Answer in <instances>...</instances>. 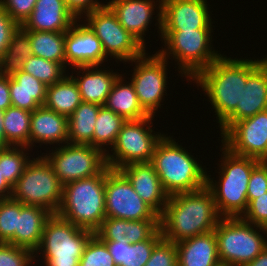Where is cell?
I'll list each match as a JSON object with an SVG mask.
<instances>
[{
    "instance_id": "cell-14",
    "label": "cell",
    "mask_w": 267,
    "mask_h": 266,
    "mask_svg": "<svg viewBox=\"0 0 267 266\" xmlns=\"http://www.w3.org/2000/svg\"><path fill=\"white\" fill-rule=\"evenodd\" d=\"M146 51L136 59L131 82L134 85L136 95L142 108L152 116H155L158 108H161L162 99L167 89V59L158 51L152 56Z\"/></svg>"
},
{
    "instance_id": "cell-25",
    "label": "cell",
    "mask_w": 267,
    "mask_h": 266,
    "mask_svg": "<svg viewBox=\"0 0 267 266\" xmlns=\"http://www.w3.org/2000/svg\"><path fill=\"white\" fill-rule=\"evenodd\" d=\"M51 216L52 213L43 207L21 203L12 244L34 252L41 243L44 226Z\"/></svg>"
},
{
    "instance_id": "cell-22",
    "label": "cell",
    "mask_w": 267,
    "mask_h": 266,
    "mask_svg": "<svg viewBox=\"0 0 267 266\" xmlns=\"http://www.w3.org/2000/svg\"><path fill=\"white\" fill-rule=\"evenodd\" d=\"M34 143L65 144L68 143V117L40 106L31 113L29 148Z\"/></svg>"
},
{
    "instance_id": "cell-18",
    "label": "cell",
    "mask_w": 267,
    "mask_h": 266,
    "mask_svg": "<svg viewBox=\"0 0 267 266\" xmlns=\"http://www.w3.org/2000/svg\"><path fill=\"white\" fill-rule=\"evenodd\" d=\"M207 0H162V30L212 29Z\"/></svg>"
},
{
    "instance_id": "cell-38",
    "label": "cell",
    "mask_w": 267,
    "mask_h": 266,
    "mask_svg": "<svg viewBox=\"0 0 267 266\" xmlns=\"http://www.w3.org/2000/svg\"><path fill=\"white\" fill-rule=\"evenodd\" d=\"M21 211V202L12 198L0 200V243L12 244Z\"/></svg>"
},
{
    "instance_id": "cell-36",
    "label": "cell",
    "mask_w": 267,
    "mask_h": 266,
    "mask_svg": "<svg viewBox=\"0 0 267 266\" xmlns=\"http://www.w3.org/2000/svg\"><path fill=\"white\" fill-rule=\"evenodd\" d=\"M22 71L27 72L49 86L61 81L66 74V68L61 63H56L44 58L31 55L24 61Z\"/></svg>"
},
{
    "instance_id": "cell-1",
    "label": "cell",
    "mask_w": 267,
    "mask_h": 266,
    "mask_svg": "<svg viewBox=\"0 0 267 266\" xmlns=\"http://www.w3.org/2000/svg\"><path fill=\"white\" fill-rule=\"evenodd\" d=\"M222 216L211 191L199 190L170 195L160 215L163 238L173 243L214 231Z\"/></svg>"
},
{
    "instance_id": "cell-45",
    "label": "cell",
    "mask_w": 267,
    "mask_h": 266,
    "mask_svg": "<svg viewBox=\"0 0 267 266\" xmlns=\"http://www.w3.org/2000/svg\"><path fill=\"white\" fill-rule=\"evenodd\" d=\"M37 0H0V4L7 14L22 25L34 10Z\"/></svg>"
},
{
    "instance_id": "cell-19",
    "label": "cell",
    "mask_w": 267,
    "mask_h": 266,
    "mask_svg": "<svg viewBox=\"0 0 267 266\" xmlns=\"http://www.w3.org/2000/svg\"><path fill=\"white\" fill-rule=\"evenodd\" d=\"M78 24L76 21L65 32L66 69L68 65L75 68L101 66L108 59L101 41L86 24Z\"/></svg>"
},
{
    "instance_id": "cell-35",
    "label": "cell",
    "mask_w": 267,
    "mask_h": 266,
    "mask_svg": "<svg viewBox=\"0 0 267 266\" xmlns=\"http://www.w3.org/2000/svg\"><path fill=\"white\" fill-rule=\"evenodd\" d=\"M28 149L26 146H11L0 152V172L12 187L31 161L27 156L29 153H25Z\"/></svg>"
},
{
    "instance_id": "cell-39",
    "label": "cell",
    "mask_w": 267,
    "mask_h": 266,
    "mask_svg": "<svg viewBox=\"0 0 267 266\" xmlns=\"http://www.w3.org/2000/svg\"><path fill=\"white\" fill-rule=\"evenodd\" d=\"M160 229V219L126 220L125 240L131 244L150 239Z\"/></svg>"
},
{
    "instance_id": "cell-41",
    "label": "cell",
    "mask_w": 267,
    "mask_h": 266,
    "mask_svg": "<svg viewBox=\"0 0 267 266\" xmlns=\"http://www.w3.org/2000/svg\"><path fill=\"white\" fill-rule=\"evenodd\" d=\"M144 266H178L176 244L162 238Z\"/></svg>"
},
{
    "instance_id": "cell-51",
    "label": "cell",
    "mask_w": 267,
    "mask_h": 266,
    "mask_svg": "<svg viewBox=\"0 0 267 266\" xmlns=\"http://www.w3.org/2000/svg\"><path fill=\"white\" fill-rule=\"evenodd\" d=\"M245 266H267V246L254 260Z\"/></svg>"
},
{
    "instance_id": "cell-28",
    "label": "cell",
    "mask_w": 267,
    "mask_h": 266,
    "mask_svg": "<svg viewBox=\"0 0 267 266\" xmlns=\"http://www.w3.org/2000/svg\"><path fill=\"white\" fill-rule=\"evenodd\" d=\"M163 238L159 229L150 239L137 243L103 241L106 243L116 266H144L149 260L154 246Z\"/></svg>"
},
{
    "instance_id": "cell-34",
    "label": "cell",
    "mask_w": 267,
    "mask_h": 266,
    "mask_svg": "<svg viewBox=\"0 0 267 266\" xmlns=\"http://www.w3.org/2000/svg\"><path fill=\"white\" fill-rule=\"evenodd\" d=\"M31 113L14 106H10L4 111L5 137L12 146L29 148Z\"/></svg>"
},
{
    "instance_id": "cell-24",
    "label": "cell",
    "mask_w": 267,
    "mask_h": 266,
    "mask_svg": "<svg viewBox=\"0 0 267 266\" xmlns=\"http://www.w3.org/2000/svg\"><path fill=\"white\" fill-rule=\"evenodd\" d=\"M178 266H222L214 231L176 243Z\"/></svg>"
},
{
    "instance_id": "cell-17",
    "label": "cell",
    "mask_w": 267,
    "mask_h": 266,
    "mask_svg": "<svg viewBox=\"0 0 267 266\" xmlns=\"http://www.w3.org/2000/svg\"><path fill=\"white\" fill-rule=\"evenodd\" d=\"M155 3L158 5L157 8ZM106 5L117 16L119 23L125 30L134 36L144 47L146 45L144 42L145 32L148 30L152 16L155 14V8L159 11L156 14L158 21L156 25L159 28V35L162 32V0H109Z\"/></svg>"
},
{
    "instance_id": "cell-46",
    "label": "cell",
    "mask_w": 267,
    "mask_h": 266,
    "mask_svg": "<svg viewBox=\"0 0 267 266\" xmlns=\"http://www.w3.org/2000/svg\"><path fill=\"white\" fill-rule=\"evenodd\" d=\"M20 25L14 21L0 4V59L6 52L13 33Z\"/></svg>"
},
{
    "instance_id": "cell-15",
    "label": "cell",
    "mask_w": 267,
    "mask_h": 266,
    "mask_svg": "<svg viewBox=\"0 0 267 266\" xmlns=\"http://www.w3.org/2000/svg\"><path fill=\"white\" fill-rule=\"evenodd\" d=\"M221 138L234 154L267 161V110L235 122Z\"/></svg>"
},
{
    "instance_id": "cell-27",
    "label": "cell",
    "mask_w": 267,
    "mask_h": 266,
    "mask_svg": "<svg viewBox=\"0 0 267 266\" xmlns=\"http://www.w3.org/2000/svg\"><path fill=\"white\" fill-rule=\"evenodd\" d=\"M124 79L122 74L118 76L104 106L126 120H141L150 116L140 105L132 82L127 84Z\"/></svg>"
},
{
    "instance_id": "cell-31",
    "label": "cell",
    "mask_w": 267,
    "mask_h": 266,
    "mask_svg": "<svg viewBox=\"0 0 267 266\" xmlns=\"http://www.w3.org/2000/svg\"><path fill=\"white\" fill-rule=\"evenodd\" d=\"M32 53L30 37L28 31L21 25L13 33L11 41L0 59V74L4 76H12L22 70L25 60Z\"/></svg>"
},
{
    "instance_id": "cell-29",
    "label": "cell",
    "mask_w": 267,
    "mask_h": 266,
    "mask_svg": "<svg viewBox=\"0 0 267 266\" xmlns=\"http://www.w3.org/2000/svg\"><path fill=\"white\" fill-rule=\"evenodd\" d=\"M82 103L78 86L70 75L47 86L44 107L69 117Z\"/></svg>"
},
{
    "instance_id": "cell-12",
    "label": "cell",
    "mask_w": 267,
    "mask_h": 266,
    "mask_svg": "<svg viewBox=\"0 0 267 266\" xmlns=\"http://www.w3.org/2000/svg\"><path fill=\"white\" fill-rule=\"evenodd\" d=\"M43 155L64 185L100 174L108 165L106 153L89 144L65 143Z\"/></svg>"
},
{
    "instance_id": "cell-47",
    "label": "cell",
    "mask_w": 267,
    "mask_h": 266,
    "mask_svg": "<svg viewBox=\"0 0 267 266\" xmlns=\"http://www.w3.org/2000/svg\"><path fill=\"white\" fill-rule=\"evenodd\" d=\"M65 3L67 8L77 19H81L83 15L105 5L104 3L99 2V0H65Z\"/></svg>"
},
{
    "instance_id": "cell-50",
    "label": "cell",
    "mask_w": 267,
    "mask_h": 266,
    "mask_svg": "<svg viewBox=\"0 0 267 266\" xmlns=\"http://www.w3.org/2000/svg\"><path fill=\"white\" fill-rule=\"evenodd\" d=\"M3 117L4 111L0 110V152L12 146L5 137Z\"/></svg>"
},
{
    "instance_id": "cell-30",
    "label": "cell",
    "mask_w": 267,
    "mask_h": 266,
    "mask_svg": "<svg viewBox=\"0 0 267 266\" xmlns=\"http://www.w3.org/2000/svg\"><path fill=\"white\" fill-rule=\"evenodd\" d=\"M101 105L82 102L68 117V143L93 146L95 122Z\"/></svg>"
},
{
    "instance_id": "cell-20",
    "label": "cell",
    "mask_w": 267,
    "mask_h": 266,
    "mask_svg": "<svg viewBox=\"0 0 267 266\" xmlns=\"http://www.w3.org/2000/svg\"><path fill=\"white\" fill-rule=\"evenodd\" d=\"M119 170L127 177L141 199L160 216L169 195L164 191L152 163H132Z\"/></svg>"
},
{
    "instance_id": "cell-6",
    "label": "cell",
    "mask_w": 267,
    "mask_h": 266,
    "mask_svg": "<svg viewBox=\"0 0 267 266\" xmlns=\"http://www.w3.org/2000/svg\"><path fill=\"white\" fill-rule=\"evenodd\" d=\"M212 30H162L160 36L165 45L158 52L167 60L172 56V60L178 61L179 74L192 80L202 69L209 67L222 55L211 45Z\"/></svg>"
},
{
    "instance_id": "cell-37",
    "label": "cell",
    "mask_w": 267,
    "mask_h": 266,
    "mask_svg": "<svg viewBox=\"0 0 267 266\" xmlns=\"http://www.w3.org/2000/svg\"><path fill=\"white\" fill-rule=\"evenodd\" d=\"M79 266H116L105 242L93 234L79 260Z\"/></svg>"
},
{
    "instance_id": "cell-42",
    "label": "cell",
    "mask_w": 267,
    "mask_h": 266,
    "mask_svg": "<svg viewBox=\"0 0 267 266\" xmlns=\"http://www.w3.org/2000/svg\"><path fill=\"white\" fill-rule=\"evenodd\" d=\"M102 241H121L126 237V220L106 217L94 232Z\"/></svg>"
},
{
    "instance_id": "cell-26",
    "label": "cell",
    "mask_w": 267,
    "mask_h": 266,
    "mask_svg": "<svg viewBox=\"0 0 267 266\" xmlns=\"http://www.w3.org/2000/svg\"><path fill=\"white\" fill-rule=\"evenodd\" d=\"M9 89L14 107L32 112L45 103L47 85L22 70L9 76Z\"/></svg>"
},
{
    "instance_id": "cell-4",
    "label": "cell",
    "mask_w": 267,
    "mask_h": 266,
    "mask_svg": "<svg viewBox=\"0 0 267 266\" xmlns=\"http://www.w3.org/2000/svg\"><path fill=\"white\" fill-rule=\"evenodd\" d=\"M196 159L170 136L164 134L158 141L151 163L169 196L206 186L207 171Z\"/></svg>"
},
{
    "instance_id": "cell-44",
    "label": "cell",
    "mask_w": 267,
    "mask_h": 266,
    "mask_svg": "<svg viewBox=\"0 0 267 266\" xmlns=\"http://www.w3.org/2000/svg\"><path fill=\"white\" fill-rule=\"evenodd\" d=\"M246 222L255 226L266 228L267 226V193L253 199L247 210L241 216Z\"/></svg>"
},
{
    "instance_id": "cell-49",
    "label": "cell",
    "mask_w": 267,
    "mask_h": 266,
    "mask_svg": "<svg viewBox=\"0 0 267 266\" xmlns=\"http://www.w3.org/2000/svg\"><path fill=\"white\" fill-rule=\"evenodd\" d=\"M12 191L13 187L3 178L0 172V200L11 198Z\"/></svg>"
},
{
    "instance_id": "cell-16",
    "label": "cell",
    "mask_w": 267,
    "mask_h": 266,
    "mask_svg": "<svg viewBox=\"0 0 267 266\" xmlns=\"http://www.w3.org/2000/svg\"><path fill=\"white\" fill-rule=\"evenodd\" d=\"M267 110V57L247 59V82L242 91L241 103L219 125L221 136L237 121Z\"/></svg>"
},
{
    "instance_id": "cell-48",
    "label": "cell",
    "mask_w": 267,
    "mask_h": 266,
    "mask_svg": "<svg viewBox=\"0 0 267 266\" xmlns=\"http://www.w3.org/2000/svg\"><path fill=\"white\" fill-rule=\"evenodd\" d=\"M12 106L9 89V76L0 74V110L5 111Z\"/></svg>"
},
{
    "instance_id": "cell-21",
    "label": "cell",
    "mask_w": 267,
    "mask_h": 266,
    "mask_svg": "<svg viewBox=\"0 0 267 266\" xmlns=\"http://www.w3.org/2000/svg\"><path fill=\"white\" fill-rule=\"evenodd\" d=\"M77 19L65 0H37L34 10L21 25L25 30L67 32Z\"/></svg>"
},
{
    "instance_id": "cell-8",
    "label": "cell",
    "mask_w": 267,
    "mask_h": 266,
    "mask_svg": "<svg viewBox=\"0 0 267 266\" xmlns=\"http://www.w3.org/2000/svg\"><path fill=\"white\" fill-rule=\"evenodd\" d=\"M93 231L64 220L57 214L46 221L42 240L34 251L44 258L46 266H79V260ZM40 252V253H39Z\"/></svg>"
},
{
    "instance_id": "cell-11",
    "label": "cell",
    "mask_w": 267,
    "mask_h": 266,
    "mask_svg": "<svg viewBox=\"0 0 267 266\" xmlns=\"http://www.w3.org/2000/svg\"><path fill=\"white\" fill-rule=\"evenodd\" d=\"M84 16V23L99 38L107 57L129 63L146 51L145 47L119 23L117 16L106 4Z\"/></svg>"
},
{
    "instance_id": "cell-3",
    "label": "cell",
    "mask_w": 267,
    "mask_h": 266,
    "mask_svg": "<svg viewBox=\"0 0 267 266\" xmlns=\"http://www.w3.org/2000/svg\"><path fill=\"white\" fill-rule=\"evenodd\" d=\"M219 180L206 174V187L211 191L217 210L222 217H241L247 210V190L253 168L260 160L234 154L221 145Z\"/></svg>"
},
{
    "instance_id": "cell-13",
    "label": "cell",
    "mask_w": 267,
    "mask_h": 266,
    "mask_svg": "<svg viewBox=\"0 0 267 266\" xmlns=\"http://www.w3.org/2000/svg\"><path fill=\"white\" fill-rule=\"evenodd\" d=\"M106 217L125 220L160 219V216L133 189L117 169L105 168Z\"/></svg>"
},
{
    "instance_id": "cell-2",
    "label": "cell",
    "mask_w": 267,
    "mask_h": 266,
    "mask_svg": "<svg viewBox=\"0 0 267 266\" xmlns=\"http://www.w3.org/2000/svg\"><path fill=\"white\" fill-rule=\"evenodd\" d=\"M192 81L207 95L220 125L241 103L247 82V59H231L221 55Z\"/></svg>"
},
{
    "instance_id": "cell-32",
    "label": "cell",
    "mask_w": 267,
    "mask_h": 266,
    "mask_svg": "<svg viewBox=\"0 0 267 266\" xmlns=\"http://www.w3.org/2000/svg\"><path fill=\"white\" fill-rule=\"evenodd\" d=\"M27 31L33 55L61 63L66 68L65 32Z\"/></svg>"
},
{
    "instance_id": "cell-9",
    "label": "cell",
    "mask_w": 267,
    "mask_h": 266,
    "mask_svg": "<svg viewBox=\"0 0 267 266\" xmlns=\"http://www.w3.org/2000/svg\"><path fill=\"white\" fill-rule=\"evenodd\" d=\"M32 158L13 186L11 198L24 205L40 206L56 214L60 208L63 184L43 156Z\"/></svg>"
},
{
    "instance_id": "cell-40",
    "label": "cell",
    "mask_w": 267,
    "mask_h": 266,
    "mask_svg": "<svg viewBox=\"0 0 267 266\" xmlns=\"http://www.w3.org/2000/svg\"><path fill=\"white\" fill-rule=\"evenodd\" d=\"M34 252L22 246L0 243V266H30Z\"/></svg>"
},
{
    "instance_id": "cell-33",
    "label": "cell",
    "mask_w": 267,
    "mask_h": 266,
    "mask_svg": "<svg viewBox=\"0 0 267 266\" xmlns=\"http://www.w3.org/2000/svg\"><path fill=\"white\" fill-rule=\"evenodd\" d=\"M126 119L105 106H101L95 122L93 147L108 153L105 146L112 148L117 140L118 133L126 123ZM103 145V146H102Z\"/></svg>"
},
{
    "instance_id": "cell-5",
    "label": "cell",
    "mask_w": 267,
    "mask_h": 266,
    "mask_svg": "<svg viewBox=\"0 0 267 266\" xmlns=\"http://www.w3.org/2000/svg\"><path fill=\"white\" fill-rule=\"evenodd\" d=\"M56 214L95 232L106 218L105 169L93 177L64 184L62 202Z\"/></svg>"
},
{
    "instance_id": "cell-23",
    "label": "cell",
    "mask_w": 267,
    "mask_h": 266,
    "mask_svg": "<svg viewBox=\"0 0 267 266\" xmlns=\"http://www.w3.org/2000/svg\"><path fill=\"white\" fill-rule=\"evenodd\" d=\"M98 67L100 66L76 67V70H79L78 77L70 76L78 86L82 102L104 106L112 86L120 74L108 69H98Z\"/></svg>"
},
{
    "instance_id": "cell-7",
    "label": "cell",
    "mask_w": 267,
    "mask_h": 266,
    "mask_svg": "<svg viewBox=\"0 0 267 266\" xmlns=\"http://www.w3.org/2000/svg\"><path fill=\"white\" fill-rule=\"evenodd\" d=\"M214 233L222 266H245L267 246L263 235L266 234L265 228L246 222L241 217H222Z\"/></svg>"
},
{
    "instance_id": "cell-10",
    "label": "cell",
    "mask_w": 267,
    "mask_h": 266,
    "mask_svg": "<svg viewBox=\"0 0 267 266\" xmlns=\"http://www.w3.org/2000/svg\"><path fill=\"white\" fill-rule=\"evenodd\" d=\"M154 116L141 120H127L118 133L117 140L111 148L112 155L106 154L107 165L117 169L141 162H151L154 149L163 133H155L151 128ZM154 132V133H153Z\"/></svg>"
},
{
    "instance_id": "cell-43",
    "label": "cell",
    "mask_w": 267,
    "mask_h": 266,
    "mask_svg": "<svg viewBox=\"0 0 267 266\" xmlns=\"http://www.w3.org/2000/svg\"><path fill=\"white\" fill-rule=\"evenodd\" d=\"M264 193H267V161H260L250 175L247 190L248 204Z\"/></svg>"
}]
</instances>
